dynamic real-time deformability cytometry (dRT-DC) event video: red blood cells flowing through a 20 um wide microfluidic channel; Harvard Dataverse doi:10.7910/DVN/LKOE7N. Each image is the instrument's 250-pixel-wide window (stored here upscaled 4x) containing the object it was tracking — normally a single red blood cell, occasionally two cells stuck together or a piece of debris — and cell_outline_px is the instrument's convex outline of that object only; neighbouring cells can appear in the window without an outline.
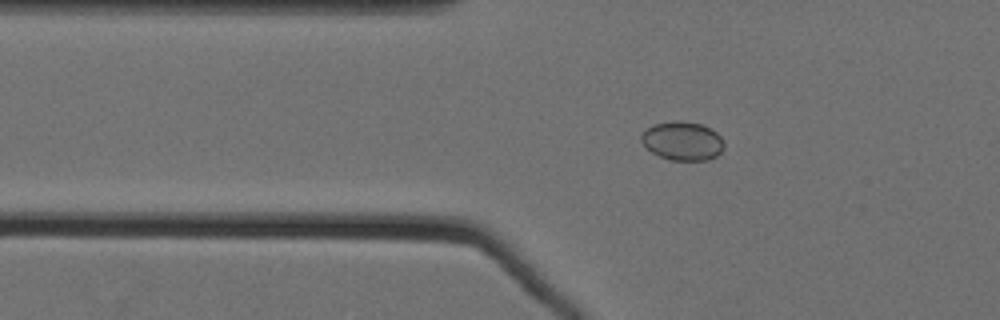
{"species": "Egyptian fruit bat (a non-hibernating species)", "species_latin": "Rousettus aegyptiacus", "temperature_condition": "cold", "stored_images_in_passage": 39, "camera_frame_rate_fps": 3000, "um_per_image_px": 0.085, "animal": {"sex": "female"}, "frame": {"image": 1, "passage_image": 2, "time_ms": 0.333, "image_size_px": [1000, 320], "cell_outline_px": [[724, 148], [716, 156], [708, 160], [668, 160], [652, 152], [640, 140], [640, 136], [648, 128], [656, 124], [672, 120], [680, 120], [700, 124], [712, 128], [724, 140]], "centroid_in_image_um": [58.04, 11.97], "position_along_channel_um": 67.8, "area_um2": 18.73}}
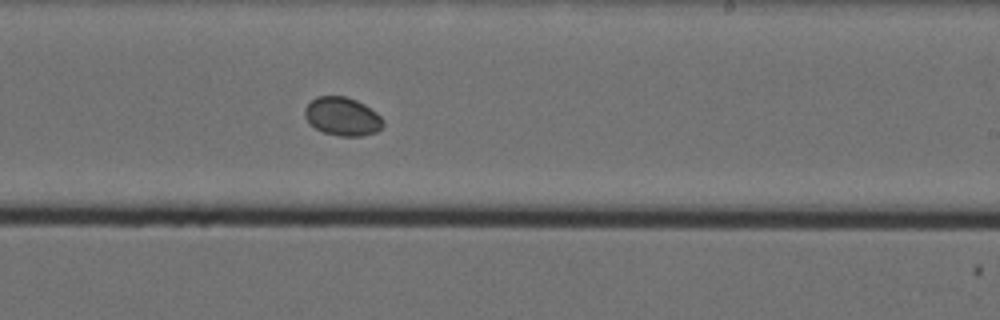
{"frame": {"image": 2, "passage_image": 19, "time_ms": 6.0, "image_size_px": [1000, 320], "cell_outline_px": [[384, 124], [376, 132], [360, 136], [340, 136], [324, 132], [316, 128], [304, 116], [304, 108], [316, 96], [348, 96], [364, 104], [376, 112], [384, 120]], "centroid_in_image_um": [29.11, 9.88], "position_along_channel_um": 259.9, "area_um2": 17.46}}
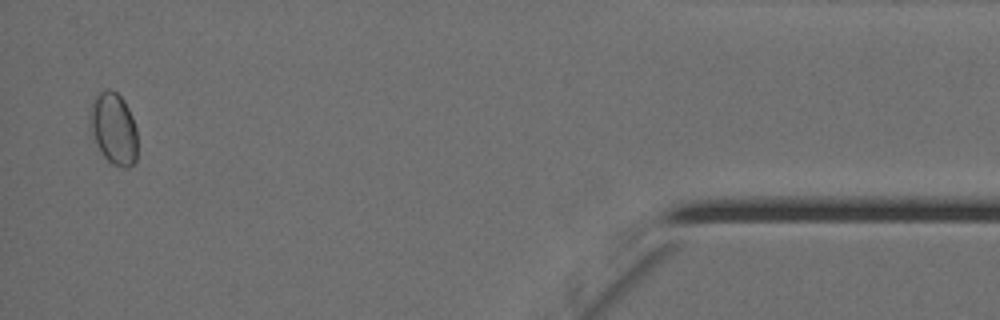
{"frame": {"image": 3, "passage_image": 38, "time_ms": 12.333, "image_size_px": [1000, 320], "cell_outline_px": [[136, 160], [128, 168], [124, 168], [112, 164], [100, 152], [88, 132], [88, 116], [92, 100], [104, 88], [108, 88], [116, 92], [124, 100], [132, 116], [136, 128]], "centroid_in_image_um": [9.6, 10.92], "position_along_channel_um": 425.6, "area_um2": 20.4}}